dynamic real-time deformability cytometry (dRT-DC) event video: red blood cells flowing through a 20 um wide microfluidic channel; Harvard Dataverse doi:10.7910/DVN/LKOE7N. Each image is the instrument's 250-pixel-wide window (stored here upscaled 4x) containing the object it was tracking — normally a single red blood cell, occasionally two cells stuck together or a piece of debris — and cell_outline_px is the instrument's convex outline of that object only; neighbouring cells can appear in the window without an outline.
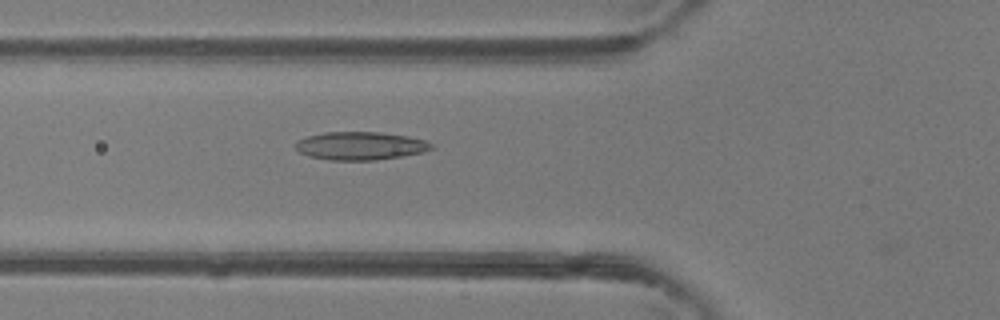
{"species": "common noctule bat (a hibernating species)", "species_latin": "Nyctalus noctula", "temperature_condition": "room temperature", "stored_images_in_passage": 10, "camera_frame_rate_fps": 3000, "um_per_image_px": 0.085, "animal": {"sex": "female"}, "frame": {"image": 1, "passage_image": 4, "time_ms": 1.0, "image_size_px": [1000, 320], "cell_outline_px": [[436, 148], [424, 152], [376, 160], [328, 160], [308, 156], [300, 152], [296, 148], [296, 140], [308, 136], [324, 132], [380, 132], [408, 136], [424, 140], [432, 144]], "centroid_in_image_um": [30.64, 12.39], "position_along_channel_um": 95.2, "area_um2": 22.31}}
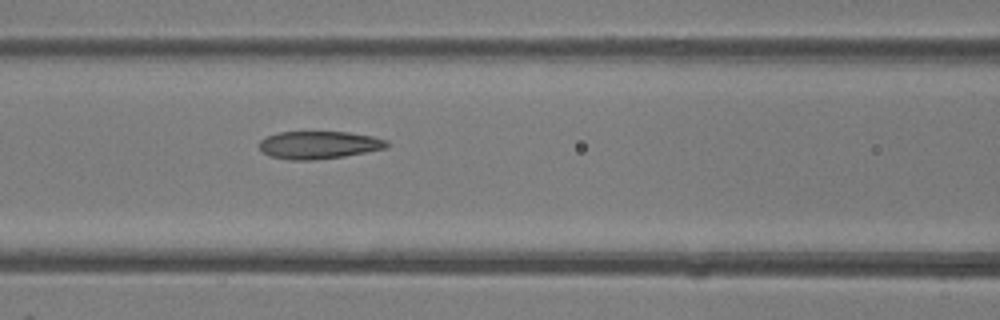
{"frame": {"image": 2, "passage_image": 7, "time_ms": 2.0, "image_size_px": [1000, 320], "cell_outline_px": [[388, 148], [344, 156], [312, 160], [288, 160], [272, 156], [264, 152], [260, 148], [260, 140], [268, 136], [280, 132], [348, 132], [372, 136], [388, 140]], "centroid_in_image_um": [27.14, 12.32], "position_along_channel_um": 139.5, "area_um2": 20.46}}
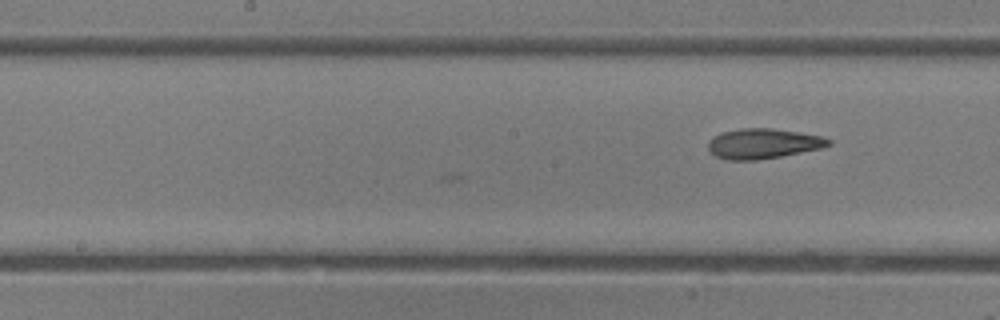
{"frame": {"image": 3, "passage_image": 10, "time_ms": 3.0, "image_size_px": [1000, 320], "cell_outline_px": [[832, 144], [824, 148], [780, 156], [756, 160], [728, 160], [716, 156], [708, 148], [708, 140], [712, 136], [720, 132], [740, 128], [772, 128], [820, 136], [832, 140]], "centroid_in_image_um": [64.85, 12.2], "position_along_channel_um": 183.4, "area_um2": 21.15}}